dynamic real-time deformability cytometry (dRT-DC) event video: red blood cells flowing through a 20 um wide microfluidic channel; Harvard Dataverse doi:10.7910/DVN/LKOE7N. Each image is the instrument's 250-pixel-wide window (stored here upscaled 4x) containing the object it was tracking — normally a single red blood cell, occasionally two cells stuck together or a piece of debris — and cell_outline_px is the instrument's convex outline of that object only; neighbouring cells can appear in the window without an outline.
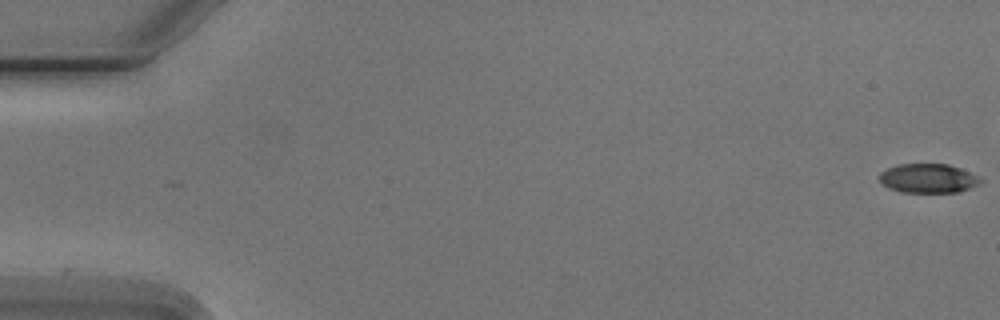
{"species": "Egyptian fruit bat (a non-hibernating species)", "species_latin": "Rousettus aegyptiacus", "temperature_condition": "cold", "stored_images_in_passage": 7, "segment_of_instrument_passage": [1, 2], "camera_frame_rate_fps": 3000, "um_per_image_px": 0.085, "animal": {"sex": "male"}, "frame": {"image": 1, "passage_image": 1, "time_ms": 0.0, "image_size_px": [1000, 320], "cell_outline_px": [[984, 180], [980, 184], [956, 192], [904, 192], [888, 188], [880, 180], [880, 172], [888, 168], [900, 164], [948, 164], [960, 168]], "centroid_in_image_um": [78.9, 15.15], "position_along_channel_um": 6.1, "area_um2": 16.94}}
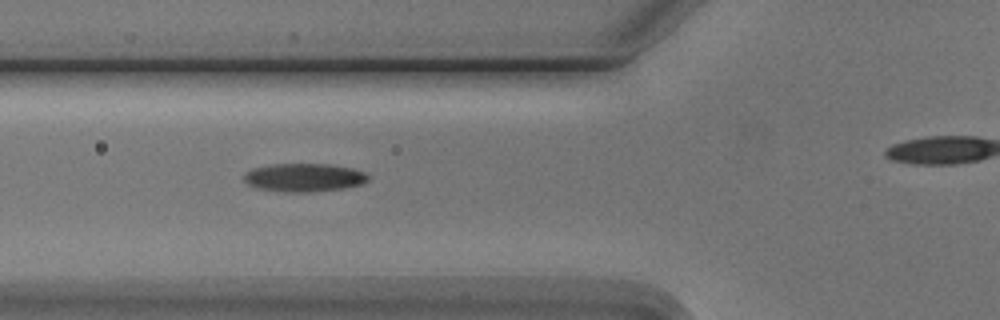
{"frame": {"image": 2, "passage_image": 6, "time_ms": 6.667, "image_size_px": [1000, 320], "cell_outline_px": [[368, 180], [364, 184], [344, 188], [308, 192], [284, 192], [256, 188], [248, 184], [244, 180], [244, 172], [252, 168], [272, 164], [328, 164], [352, 168], [364, 172], [368, 176]], "centroid_in_image_um": [25.83, 15.09], "position_along_channel_um": 100.0, "area_um2": 20.58}}